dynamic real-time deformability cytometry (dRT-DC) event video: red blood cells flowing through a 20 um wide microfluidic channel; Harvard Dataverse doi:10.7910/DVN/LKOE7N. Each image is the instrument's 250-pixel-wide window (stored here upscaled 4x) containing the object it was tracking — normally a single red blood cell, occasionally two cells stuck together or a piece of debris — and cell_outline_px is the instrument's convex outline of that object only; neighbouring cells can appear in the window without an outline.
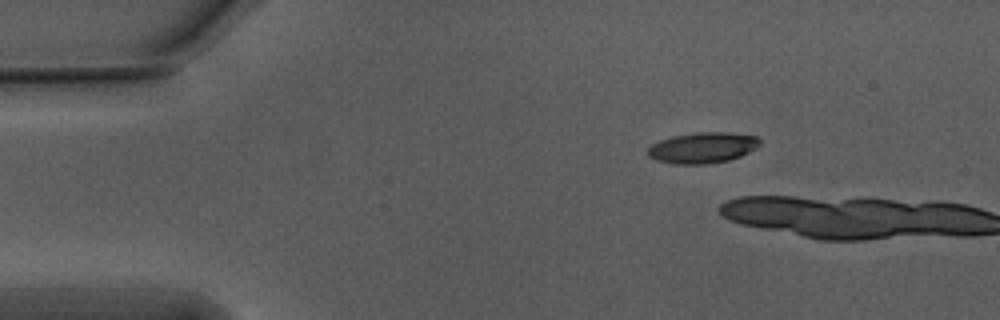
{"species": "Egyptian fruit bat (a non-hibernating species)", "species_latin": "Rousettus aegyptiacus", "temperature_condition": "warm", "stored_images_in_passage": 3, "camera_frame_rate_fps": 3000, "um_per_image_px": 0.085, "animal": {"sex": "male"}, "frame": {"image": 1, "passage_image": 1, "time_ms": 0.0, "image_size_px": [1000, 320], "cell_outline_px": [[760, 144], [756, 148], [740, 156], [728, 160], [708, 164], [676, 164], [656, 160], [648, 156], [648, 148], [652, 144], [660, 140], [672, 136], [696, 132], [728, 132], [756, 136], [760, 140]], "centroid_in_image_um": [59.71, 12.55], "position_along_channel_um": 25.3, "area_um2": 20.11}}